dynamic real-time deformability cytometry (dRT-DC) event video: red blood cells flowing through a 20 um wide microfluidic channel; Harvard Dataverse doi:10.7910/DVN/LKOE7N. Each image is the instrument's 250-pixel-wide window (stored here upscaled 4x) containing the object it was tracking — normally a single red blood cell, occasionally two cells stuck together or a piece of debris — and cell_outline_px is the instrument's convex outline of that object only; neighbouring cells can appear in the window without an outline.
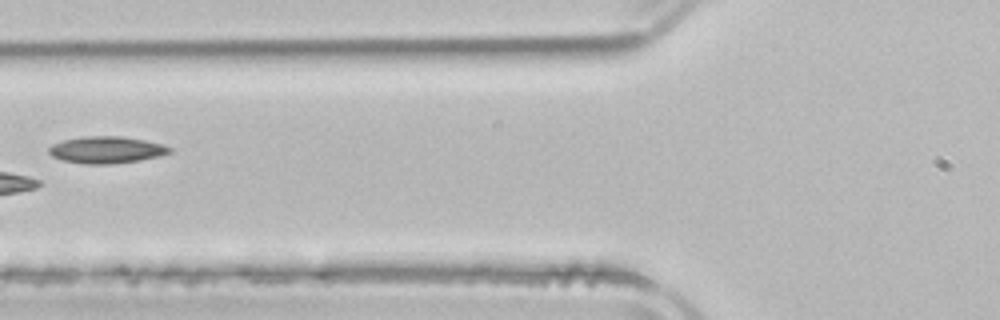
{"species": "common noctule bat (a hibernating species)", "species_latin": "Nyctalus noctula", "temperature_condition": "room temperature", "stored_images_in_passage": 6, "camera_frame_rate_fps": 3000, "um_per_image_px": 0.085, "animal": {"sex": "male", "body_mass_g": 21.5, "forearm_length_mm": 52.0}, "frame": {"image": 1, "passage_image": 5, "time_ms": 5.0, "image_size_px": [1000, 320], "cell_outline_px": [[172, 152], [160, 156], [140, 160], [112, 164], [84, 164], [64, 160], [52, 156], [48, 152], [48, 148], [52, 144], [64, 140], [84, 136], [120, 136], [144, 140], [164, 144], [172, 148]], "centroid_in_image_um": [9.07, 12.74], "position_along_channel_um": 116.7, "area_um2": 18.96}}
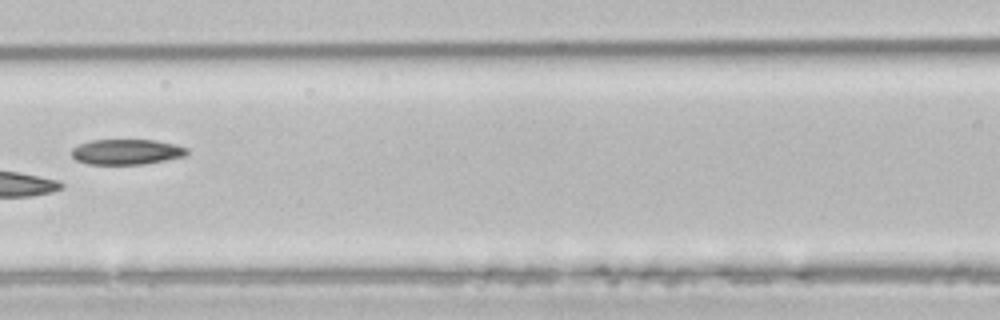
{"frame": {"image": 2, "passage_image": 6, "time_ms": 6.0, "image_size_px": [1000, 320], "cell_outline_px": [[188, 156], [144, 164], [88, 164], [76, 160], [72, 156], [72, 148], [80, 144], [92, 140], [156, 140], [176, 144], [188, 148]], "centroid_in_image_um": [10.81, 12.91], "position_along_channel_um": 155.8, "area_um2": 17.17}}